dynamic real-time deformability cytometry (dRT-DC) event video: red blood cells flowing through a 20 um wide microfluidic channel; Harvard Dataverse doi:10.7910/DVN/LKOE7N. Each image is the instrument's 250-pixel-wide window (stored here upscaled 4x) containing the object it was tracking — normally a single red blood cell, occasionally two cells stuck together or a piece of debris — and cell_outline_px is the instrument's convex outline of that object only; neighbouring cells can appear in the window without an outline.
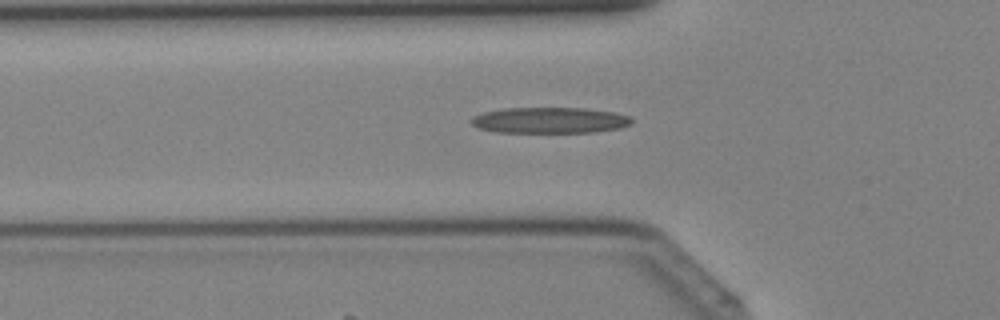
{"species": "Egyptian fruit bat (a non-hibernating species)", "species_latin": "Rousettus aegyptiacus", "temperature_condition": "cold", "stored_images_in_passage": 40, "camera_frame_rate_fps": 3000, "um_per_image_px": 0.085, "animal": {"sex": "female"}, "frame": {"image": 1, "passage_image": 14, "time_ms": 4.333, "image_size_px": [1000, 320], "cell_outline_px": [[632, 124], [620, 128], [596, 132], [496, 132], [480, 128], [472, 124], [472, 116], [484, 112], [504, 108], [584, 108], [616, 112], [628, 116], [632, 120]], "centroid_in_image_um": [46.76, 10.22], "position_along_channel_um": 79.0, "area_um2": 24.22}}
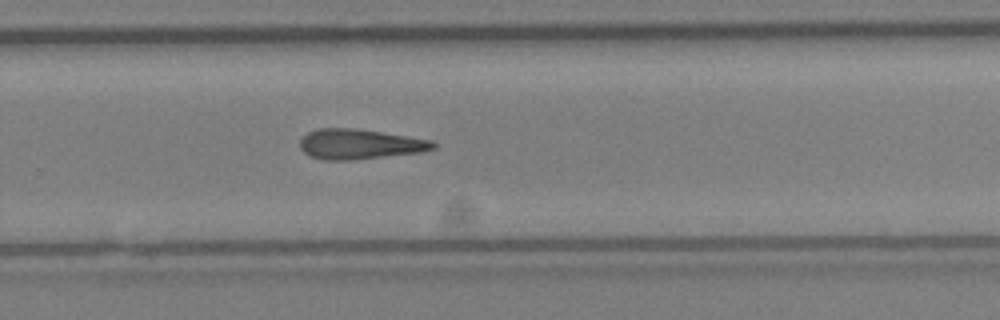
{"frame": {"image": 2, "passage_image": 27, "time_ms": 8.667, "image_size_px": [1000, 320], "cell_outline_px": [[436, 148], [420, 152], [348, 160], [324, 160], [308, 156], [300, 148], [300, 140], [308, 132], [316, 128], [352, 128], [380, 132], [432, 140], [436, 144]], "centroid_in_image_um": [30.53, 12.25], "position_along_channel_um": 299.3, "area_um2": 23.12}}
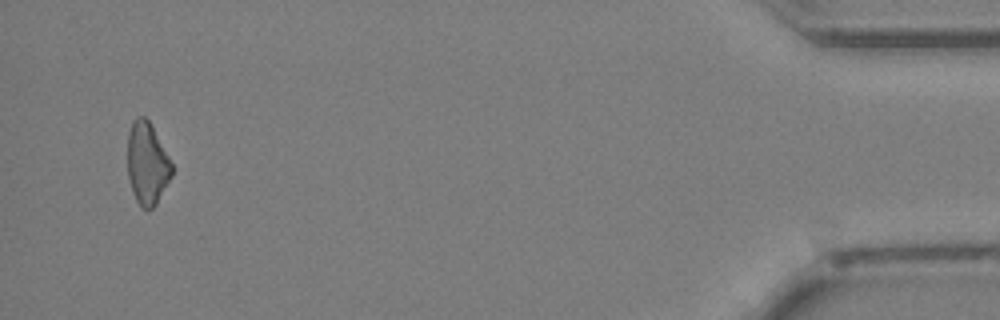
{"frame": {"image": 3, "passage_image": 39, "time_ms": 12.667, "image_size_px": [1000, 320], "cell_outline_px": [[172, 176], [156, 204], [152, 208], [140, 208], [132, 192], [128, 176], [128, 132], [132, 120], [136, 116], [144, 116], [152, 124], [172, 164]], "centroid_in_image_um": [12.5, 13.87], "position_along_channel_um": 422.7, "area_um2": 21.33}}